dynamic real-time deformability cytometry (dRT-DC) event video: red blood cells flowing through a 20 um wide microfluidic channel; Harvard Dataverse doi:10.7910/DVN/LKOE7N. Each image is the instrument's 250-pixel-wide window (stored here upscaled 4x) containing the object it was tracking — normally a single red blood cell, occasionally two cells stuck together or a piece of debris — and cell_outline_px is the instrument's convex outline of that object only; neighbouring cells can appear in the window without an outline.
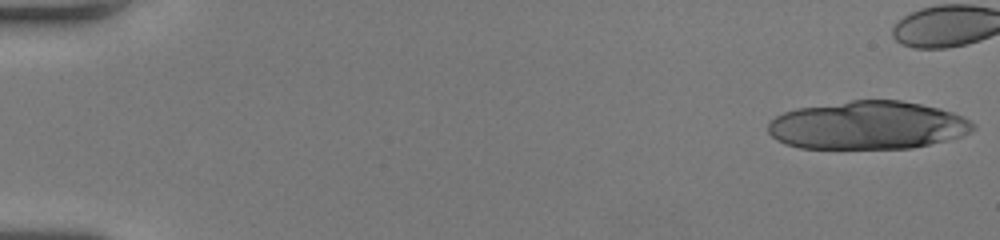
{"species": "human", "species_latin": "Homo sapiens", "temperature_condition": "room temperature", "stored_images_in_passage": 19, "camera_frame_rate_fps": 3000, "um_per_image_px": 0.085, "donor": {"sex": "female"}, "frame": {"image": 1, "passage_image": 1, "time_ms": 0.0, "image_size_px": [1000, 240], "cell_outline_px": [[976, 128], [972, 132], [960, 136], [912, 148], [800, 148], [784, 144], [776, 140], [768, 132], [768, 124], [776, 116], [784, 112], [796, 108], [852, 100], [900, 100], [940, 108], [964, 116], [976, 124]], "centroid_in_image_um": [73.76, 10.65], "position_along_channel_um": 11.2, "area_um2": 57.63}}